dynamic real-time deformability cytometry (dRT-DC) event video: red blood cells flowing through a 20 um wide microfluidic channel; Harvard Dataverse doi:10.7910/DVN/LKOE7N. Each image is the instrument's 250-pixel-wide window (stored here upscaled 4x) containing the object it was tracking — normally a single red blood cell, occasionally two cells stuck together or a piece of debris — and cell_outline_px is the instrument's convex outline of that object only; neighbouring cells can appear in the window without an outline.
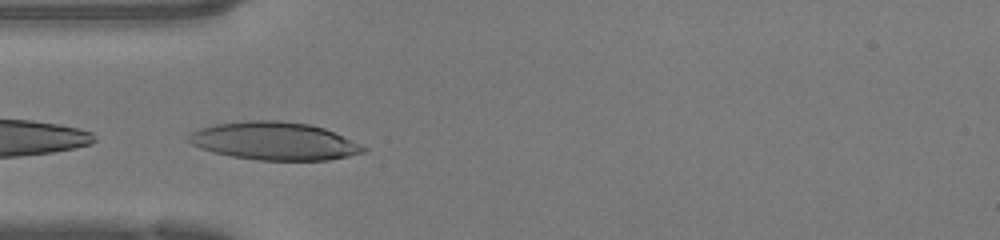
{"species": "human", "species_latin": "Homo sapiens", "temperature_condition": "warm", "stored_images_in_passage": 26, "camera_frame_rate_fps": 3000, "um_per_image_px": 0.085, "donor": {"sex": "female"}, "frame": {"image": 1, "passage_image": 2, "time_ms": 0.333, "image_size_px": [1000, 240], "cell_outline_px": [[368, 148], [364, 152], [348, 156], [328, 160], [260, 160], [232, 156], [200, 148], [192, 144], [188, 140], [188, 136], [192, 132], [200, 128], [216, 124], [248, 120], [280, 120], [308, 124], [324, 128], [360, 144]], "centroid_in_image_um": [23.32, 11.98], "position_along_channel_um": 61.7, "area_um2": 38.26}}
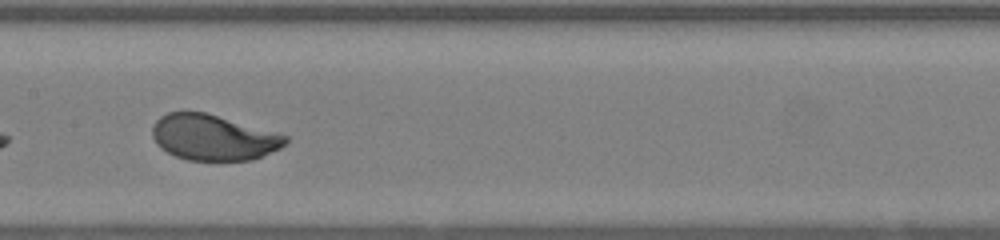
{"frame": {"image": 2, "passage_image": 11, "time_ms": 3.333, "image_size_px": [1000, 240], "cell_outline_px": [[288, 144], [280, 148], [252, 160], [188, 160], [176, 156], [160, 148], [152, 136], [152, 128], [156, 120], [160, 116], [168, 112], [204, 112], [288, 136]], "centroid_in_image_um": [18.12, 11.69], "position_along_channel_um": 189.3, "area_um2": 35.08}}
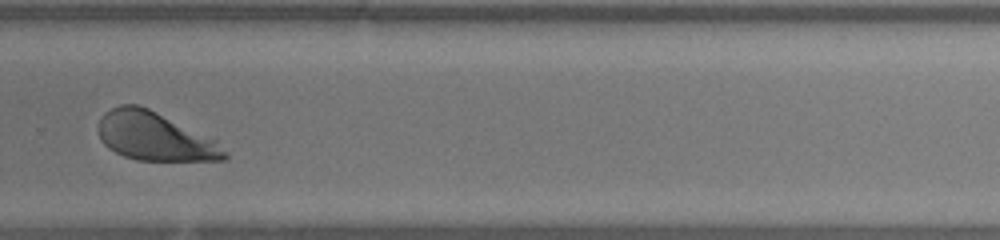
{"frame": {"image": 3, "passage_image": 20, "time_ms": 6.333, "image_size_px": [1000, 240], "cell_outline_px": [[228, 160], [136, 160], [124, 156], [108, 148], [100, 140], [100, 120], [104, 112], [120, 104], [136, 104], [148, 108], [216, 140], [228, 152]], "centroid_in_image_um": [13.17, 11.6], "position_along_channel_um": 316.6, "area_um2": 35.32}, "authors_computed_cell_mechanics": {"area_um2": 36.3851, "velocity_mm_per_s": 4.2479, "shape_relaxation_time_tau1_ms": 2.0395, "shape_relaxation_time_tau2_ms": null, "deformation_change_tau1": 0.1689, "deformation_change_tau2": null}}